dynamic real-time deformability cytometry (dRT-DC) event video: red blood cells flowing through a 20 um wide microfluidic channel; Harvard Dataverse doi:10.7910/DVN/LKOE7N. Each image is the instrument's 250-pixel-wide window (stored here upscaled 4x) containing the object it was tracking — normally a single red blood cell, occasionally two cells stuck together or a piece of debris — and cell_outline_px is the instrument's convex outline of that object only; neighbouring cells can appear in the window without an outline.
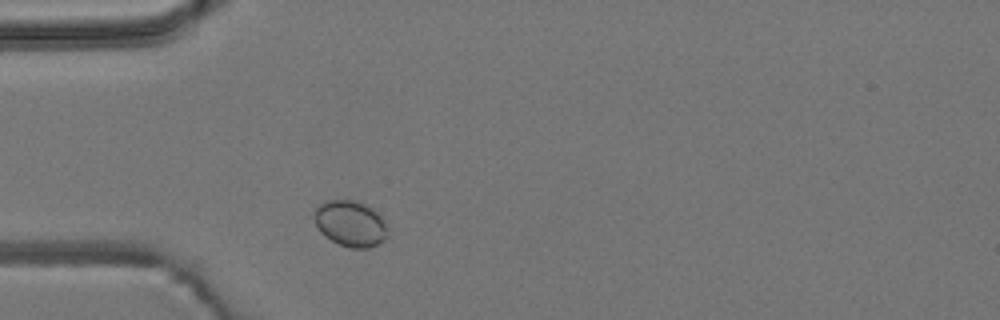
{"species": "common noctule bat (a hibernating species)", "species_latin": "Nyctalus noctula", "temperature_condition": "room temperature", "stored_images_in_passage": 1, "camera_frame_rate_fps": 3000, "um_per_image_px": 0.085, "animal": {"sex": "male", "body_mass_g": 19.2, "forearm_length_mm": 51.8}, "frame": {"image": 1, "passage_image": 1, "time_ms": 0.0, "image_size_px": [1000, 320], "cell_outline_px": [[388, 236], [384, 240], [368, 248], [352, 248], [340, 244], [324, 236], [320, 232], [316, 224], [316, 208], [324, 200], [356, 200], [372, 208], [384, 220], [388, 228]], "centroid_in_image_um": [29.81, 19.0], "position_along_channel_um": 55.2, "area_um2": 19.54}}